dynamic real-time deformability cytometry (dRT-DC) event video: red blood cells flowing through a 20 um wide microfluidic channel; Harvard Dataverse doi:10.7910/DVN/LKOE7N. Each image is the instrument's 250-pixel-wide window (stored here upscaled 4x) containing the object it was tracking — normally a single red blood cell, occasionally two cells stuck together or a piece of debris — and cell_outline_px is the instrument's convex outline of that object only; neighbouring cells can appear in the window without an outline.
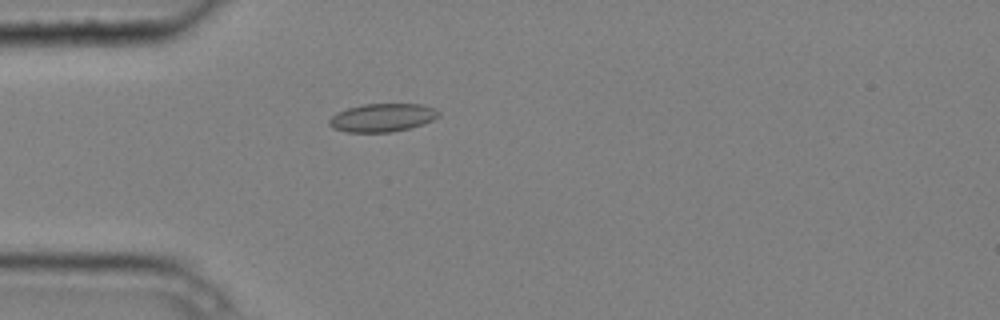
{"species": "common noctule bat (a hibernating species)", "species_latin": "Nyctalus noctula", "temperature_condition": "cold", "stored_images_in_passage": 5, "camera_frame_rate_fps": 3000, "um_per_image_px": 0.085, "animal": {"sex": "male", "body_mass_g": 20.4}, "frame": {"image": 1, "passage_image": 5, "time_ms": 1.333, "image_size_px": [1000, 320], "cell_outline_px": [[440, 116], [424, 124], [392, 132], [348, 132], [332, 128], [328, 124], [328, 120], [336, 112], [348, 108], [364, 104], [420, 104], [436, 108], [440, 112]], "centroid_in_image_um": [32.5, 10.0], "position_along_channel_um": 52.5, "area_um2": 18.09}}